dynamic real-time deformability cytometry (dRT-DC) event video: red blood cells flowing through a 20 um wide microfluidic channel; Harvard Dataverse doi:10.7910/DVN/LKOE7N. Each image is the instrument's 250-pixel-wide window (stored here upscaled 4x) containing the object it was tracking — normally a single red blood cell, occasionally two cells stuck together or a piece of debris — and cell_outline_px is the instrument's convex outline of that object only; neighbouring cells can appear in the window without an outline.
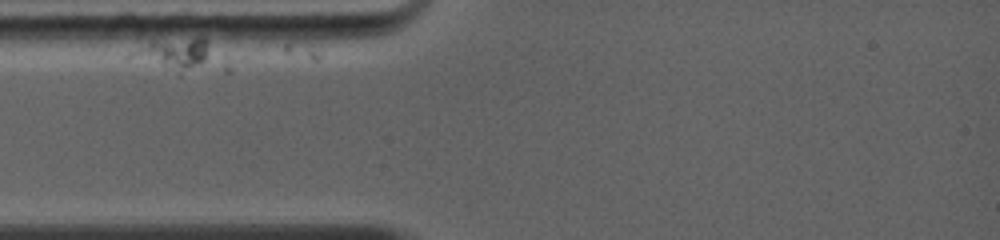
{"species": "common noctule bat (a hibernating species)", "species_latin": "Nyctalus noctula", "temperature_condition": "warm", "stored_images_in_passage": 15, "camera_frame_rate_fps": 5000, "um_per_image_px": 0.085, "animal": {"sex": "female", "body_mass_g": 19.0, "forearm_length_mm": 56.7}, "frame": {"image": 1, "passage_image": 1, "time_ms": 0.0, "image_size_px": [1000, 240], "cell_outline_px": [[208, 44], [204, 60], [180, 76], [164, 64], [144, 48], [152, 40], [208, 40]], "centroid_in_image_um": [15.2, 4.54], "position_along_channel_um": 69.8, "area_um2": 10.75}}
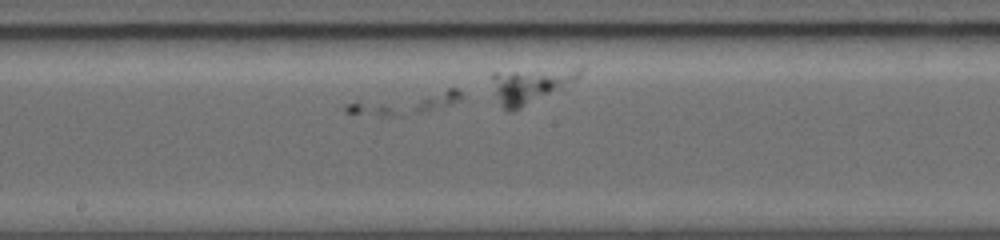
{"frame": {"image": 2, "passage_image": 5, "time_ms": 4.2, "image_size_px": [1000, 240], "cell_outline_px": [[464, 96], [460, 100], [452, 104], [424, 112], [404, 116], [380, 116], [344, 112], [340, 108], [344, 104], [360, 96], [448, 88], [456, 88]], "centroid_in_image_um": [34.24, 8.72], "position_along_channel_um": 214.0, "area_um2": 16.47}}
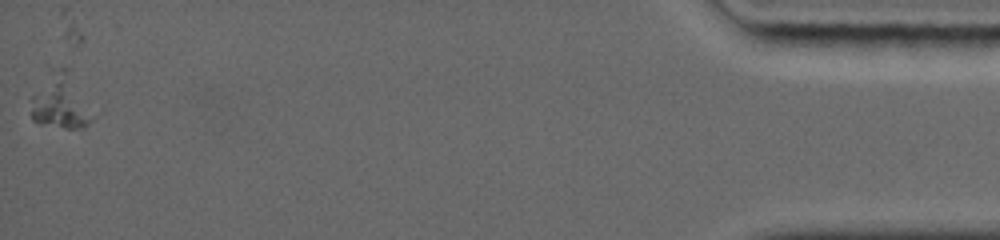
{"frame": {"image": 3, "passage_image": 15, "time_ms": 12.6, "image_size_px": [1000, 240], "cell_outline_px": [[96, 116], [88, 124], [80, 128], [64, 128], [40, 124], [32, 120], [32, 96], [56, 84], [60, 84]], "centroid_in_image_um": [5.08, 9.27], "position_along_channel_um": 430.1, "area_um2": 13.87}}